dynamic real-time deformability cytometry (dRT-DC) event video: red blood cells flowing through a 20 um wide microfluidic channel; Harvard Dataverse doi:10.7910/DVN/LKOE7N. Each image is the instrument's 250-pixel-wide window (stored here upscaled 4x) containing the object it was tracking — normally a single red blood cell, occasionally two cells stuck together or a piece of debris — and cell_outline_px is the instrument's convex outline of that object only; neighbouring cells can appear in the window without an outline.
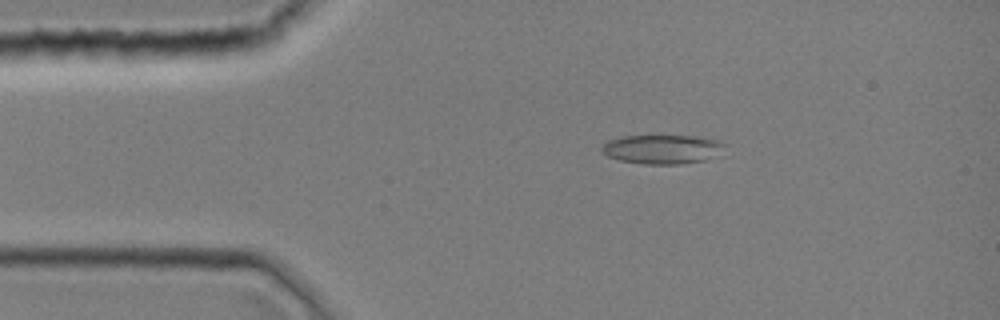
{"species": "common noctule bat (a hibernating species)", "species_latin": "Nyctalus noctula", "temperature_condition": "room temperature", "stored_images_in_passage": 41, "camera_frame_rate_fps": 3000, "um_per_image_px": 0.085, "animal": {"sex": "female", "body_mass_g": 19.0, "forearm_length_mm": 51.5}, "frame": {"image": 1, "passage_image": 6, "time_ms": 1.667, "image_size_px": [1000, 320], "cell_outline_px": [[724, 144], [704, 160], [680, 164], [644, 164], [620, 160], [608, 156], [600, 148], [608, 140], [624, 136], [692, 136], [720, 140]], "centroid_in_image_um": [56.19, 12.68], "position_along_channel_um": 28.8, "area_um2": 20.17}}
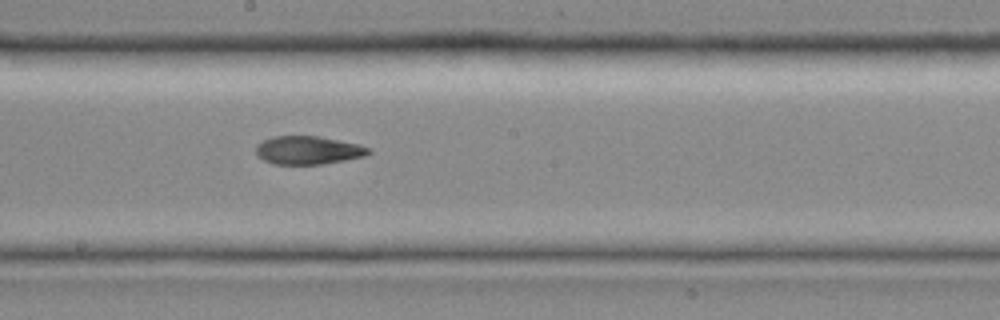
{"frame": {"image": 2, "passage_image": 22, "time_ms": 7.0, "image_size_px": [1000, 320], "cell_outline_px": [[372, 152], [364, 156], [344, 160], [320, 164], [272, 164], [256, 156], [256, 144], [272, 136], [320, 136], [360, 144], [372, 148]], "centroid_in_image_um": [26.19, 12.76], "position_along_channel_um": 222.0, "area_um2": 18.73}}
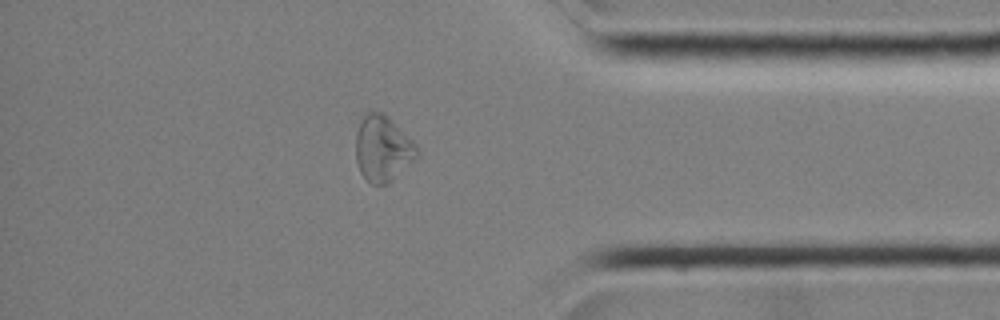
{"frame": {"image": 3, "passage_image": 35, "time_ms": 11.333, "image_size_px": [1000, 320], "cell_outline_px": [[420, 156], [384, 184], [372, 184], [360, 172], [356, 160], [356, 132], [360, 120], [364, 112], [384, 112], [420, 148]], "centroid_in_image_um": [32.53, 12.58], "position_along_channel_um": 402.7, "area_um2": 23.41}}